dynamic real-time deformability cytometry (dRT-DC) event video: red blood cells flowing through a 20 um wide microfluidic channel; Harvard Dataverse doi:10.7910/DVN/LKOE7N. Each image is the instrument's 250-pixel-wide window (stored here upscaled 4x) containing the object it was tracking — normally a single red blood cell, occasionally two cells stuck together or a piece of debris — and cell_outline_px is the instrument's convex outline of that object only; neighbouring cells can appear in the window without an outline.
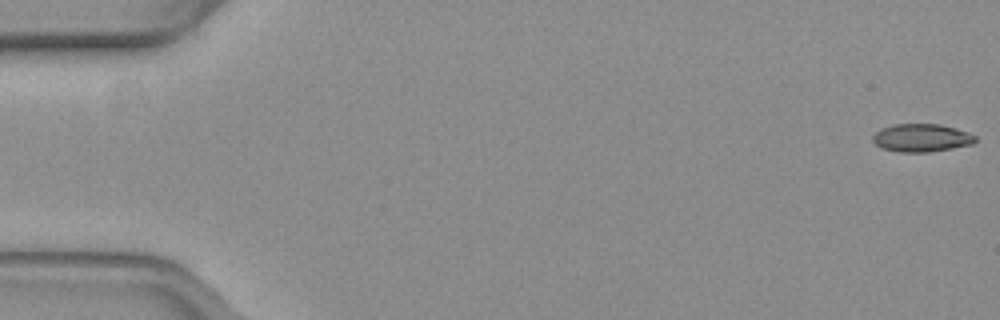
{"species": "common noctule bat (a hibernating species)", "species_latin": "Nyctalus noctula", "temperature_condition": "warm", "stored_images_in_passage": 9, "camera_frame_rate_fps": 3000, "um_per_image_px": 0.085, "animal": {"sex": "female", "body_mass_g": 19.3, "forearm_length_mm": 54.1}, "frame": {"image": 1, "passage_image": 1, "time_ms": 0.0, "image_size_px": [1000, 320], "cell_outline_px": [[976, 140], [972, 144], [952, 148], [928, 152], [900, 152], [880, 148], [872, 140], [872, 136], [880, 128], [892, 124], [940, 124], [968, 132], [976, 136]], "centroid_in_image_um": [78.29, 11.71], "position_along_channel_um": 6.7, "area_um2": 16.76}}